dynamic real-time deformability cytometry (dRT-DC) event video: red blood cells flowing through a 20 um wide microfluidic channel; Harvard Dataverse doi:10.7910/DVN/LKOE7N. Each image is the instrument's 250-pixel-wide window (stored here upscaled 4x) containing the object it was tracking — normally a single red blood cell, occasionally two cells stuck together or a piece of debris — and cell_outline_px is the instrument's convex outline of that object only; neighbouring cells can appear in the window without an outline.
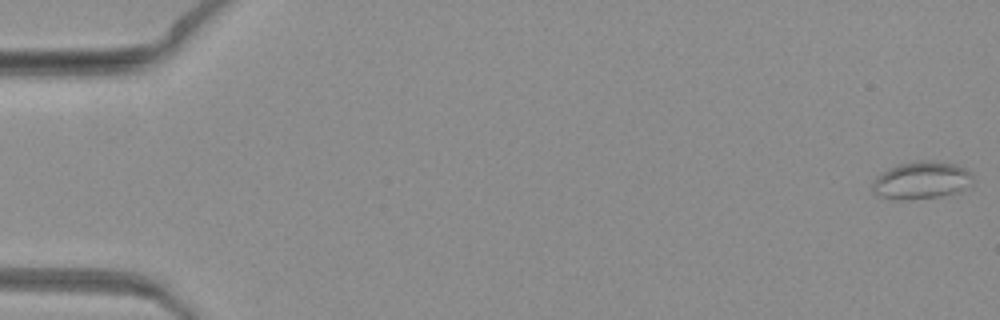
{"species": "common noctule bat (a hibernating species)", "species_latin": "Nyctalus noctula", "temperature_condition": "warm", "stored_images_in_passage": 7, "camera_frame_rate_fps": 3000, "um_per_image_px": 0.085, "animal": {"sex": "female", "body_mass_g": 19.3, "forearm_length_mm": 54.1}, "frame": {"image": 1, "passage_image": 1, "time_ms": 0.0, "image_size_px": [1000, 320], "cell_outline_px": [[972, 184], [952, 192], [940, 196], [908, 200], [896, 200], [876, 196], [872, 192], [872, 180], [876, 176], [888, 168], [900, 164], [920, 160], [956, 164], [972, 172]], "centroid_in_image_um": [78.24, 15.33], "position_along_channel_um": 6.8, "area_um2": 21.91}}